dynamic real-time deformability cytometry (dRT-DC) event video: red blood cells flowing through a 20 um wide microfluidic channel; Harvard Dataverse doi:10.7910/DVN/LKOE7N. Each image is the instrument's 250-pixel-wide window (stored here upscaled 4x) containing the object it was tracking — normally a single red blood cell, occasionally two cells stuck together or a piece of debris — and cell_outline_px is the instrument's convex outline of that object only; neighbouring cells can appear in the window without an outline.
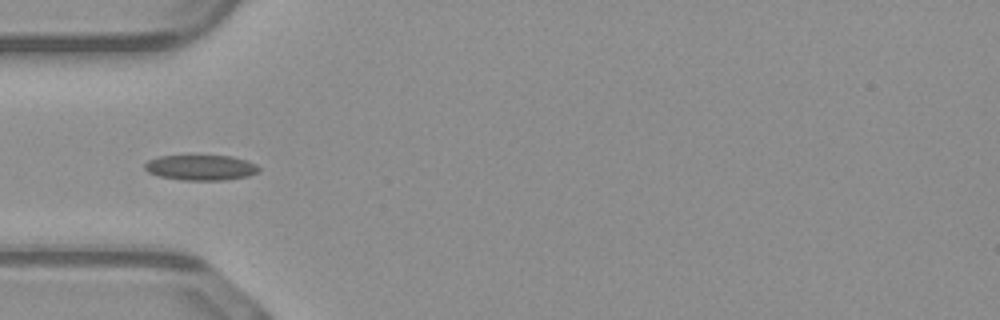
{"species": "common noctule bat (a hibernating species)", "species_latin": "Nyctalus noctula", "temperature_condition": "warm", "stored_images_in_passage": 36, "camera_frame_rate_fps": 3000, "um_per_image_px": 0.085, "animal": {"sex": "male", "body_mass_g": 23.1, "forearm_length_mm": 52.7}, "frame": {"image": 1, "passage_image": 2, "time_ms": 0.333, "image_size_px": [1000, 320], "cell_outline_px": [[260, 172], [248, 176], [224, 180], [184, 180], [160, 176], [148, 172], [144, 168], [144, 164], [148, 160], [160, 156], [232, 156], [256, 164], [260, 168]], "centroid_in_image_um": [17.08, 14.25], "position_along_channel_um": 67.9, "area_um2": 16.76}}
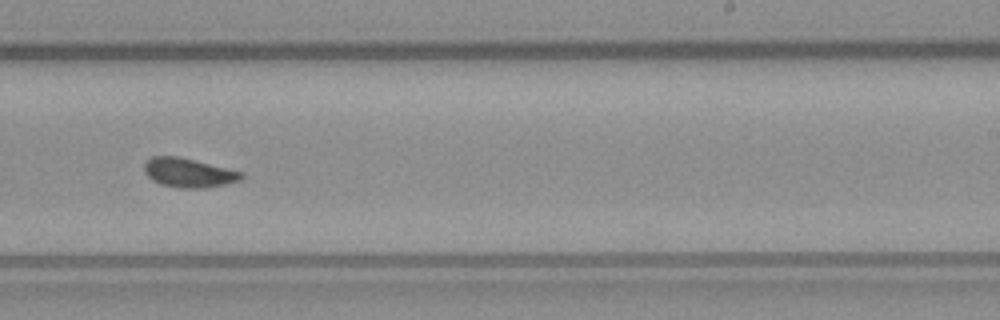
{"frame": {"image": 2, "passage_image": 17, "time_ms": 5.333, "image_size_px": [1000, 320], "cell_outline_px": [[244, 176], [240, 180], [224, 184], [204, 188], [180, 188], [160, 184], [152, 180], [144, 172], [144, 164], [152, 156], [180, 156], [244, 172]], "centroid_in_image_um": [16.03, 14.67], "position_along_channel_um": 273.0, "area_um2": 16.59}}
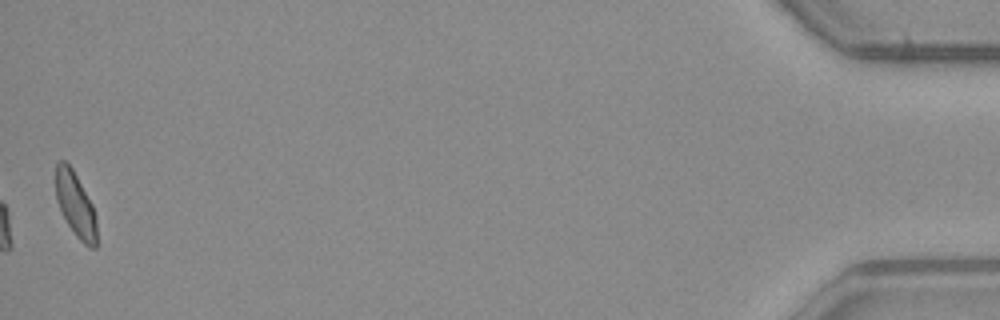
{"frame": {"image": 3, "passage_image": 36, "time_ms": 11.667, "image_size_px": [1000, 320], "cell_outline_px": [[96, 248], [88, 248], [76, 236], [68, 224], [56, 200], [56, 164], [60, 160], [64, 160], [72, 168], [92, 204], [96, 216]], "centroid_in_image_um": [6.42, 17.41], "position_along_channel_um": 428.8, "area_um2": 15.26}}